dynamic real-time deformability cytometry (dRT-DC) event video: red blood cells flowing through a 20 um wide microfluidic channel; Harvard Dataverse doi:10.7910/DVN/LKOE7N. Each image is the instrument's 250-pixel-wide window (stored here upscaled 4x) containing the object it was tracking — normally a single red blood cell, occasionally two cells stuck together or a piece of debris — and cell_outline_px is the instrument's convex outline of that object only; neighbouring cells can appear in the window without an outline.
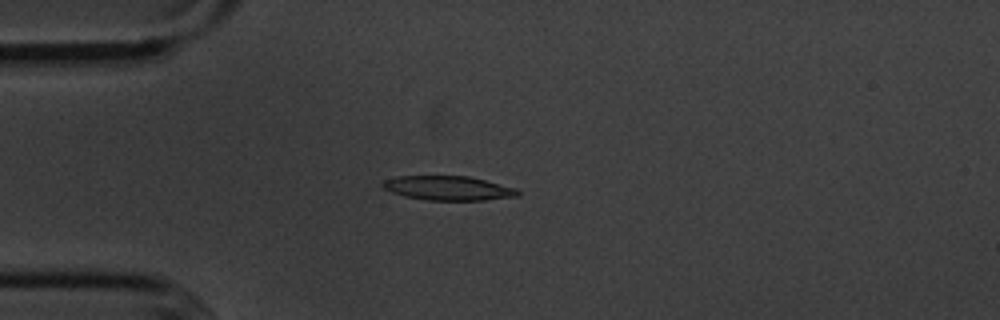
{"species": "common noctule bat (a hibernating species)", "species_latin": "Nyctalus noctula", "temperature_condition": "cold", "stored_images_in_passage": 2, "camera_frame_rate_fps": 3000, "um_per_image_px": 0.085, "animal": {"sex": "male", "body_mass_g": 20.1, "forearm_length_mm": 53.5}, "frame": {"image": 1, "passage_image": 2, "time_ms": 1.0, "image_size_px": [1000, 320], "cell_outline_px": [[520, 196], [484, 200], [428, 200], [404, 196], [392, 192], [384, 188], [380, 184], [384, 180], [396, 176], [468, 176], [516, 188], [520, 192]], "centroid_in_image_um": [38.09, 15.99], "position_along_channel_um": 46.9, "area_um2": 19.07}}